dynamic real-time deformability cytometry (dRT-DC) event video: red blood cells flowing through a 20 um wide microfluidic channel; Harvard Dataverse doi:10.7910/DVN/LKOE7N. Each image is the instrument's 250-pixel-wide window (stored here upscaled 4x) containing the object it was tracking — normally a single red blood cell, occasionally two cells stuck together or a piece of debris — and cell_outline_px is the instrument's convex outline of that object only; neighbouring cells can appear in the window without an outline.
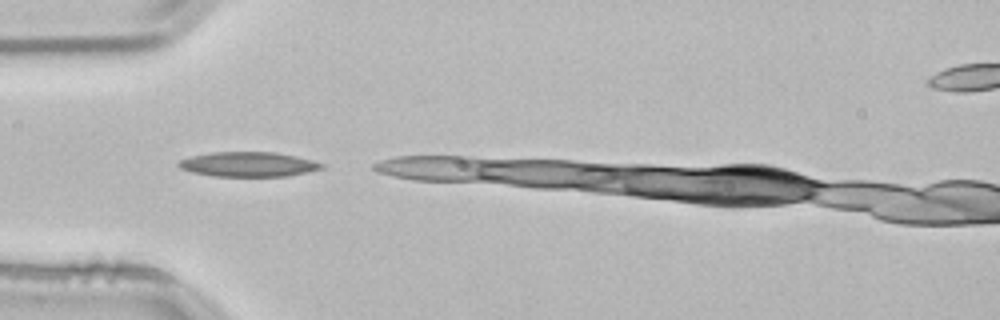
{"species": "common noctule bat (a hibernating species)", "species_latin": "Nyctalus noctula", "temperature_condition": "room temperature", "stored_images_in_passage": 4, "camera_frame_rate_fps": 3000, "um_per_image_px": 0.085, "animal": {"sex": "male", "body_mass_g": 21.5, "forearm_length_mm": 52.0}, "frame": {"image": 1, "passage_image": 1, "time_ms": 0.0, "image_size_px": [1000, 320], "cell_outline_px": [[324, 168], [288, 176], [212, 176], [192, 172], [180, 168], [176, 164], [180, 160], [192, 156], [212, 152], [276, 152], [296, 156], [312, 160], [324, 164]], "centroid_in_image_um": [21.11, 13.96], "position_along_channel_um": 63.9, "area_um2": 20.58}}